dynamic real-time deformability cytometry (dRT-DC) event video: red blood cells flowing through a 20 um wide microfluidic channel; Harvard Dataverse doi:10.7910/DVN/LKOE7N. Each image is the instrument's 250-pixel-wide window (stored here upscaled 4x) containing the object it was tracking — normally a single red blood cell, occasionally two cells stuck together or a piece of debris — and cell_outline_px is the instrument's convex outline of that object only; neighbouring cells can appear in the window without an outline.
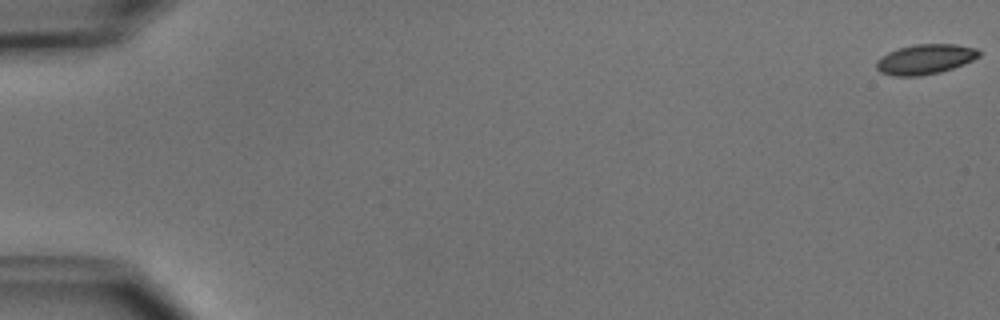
{"species": "common noctule bat (a hibernating species)", "species_latin": "Nyctalus noctula", "temperature_condition": "cold", "stored_images_in_passage": 5, "camera_frame_rate_fps": 3000, "um_per_image_px": 0.085, "animal": {"sex": "male", "body_mass_g": 15.6}, "frame": {"image": 1, "passage_image": 1, "time_ms": 0.0, "image_size_px": [1000, 320], "cell_outline_px": [[980, 56], [964, 64], [940, 72], [920, 76], [892, 76], [880, 72], [876, 68], [876, 60], [880, 56], [888, 52], [900, 48], [916, 44], [956, 44], [976, 48], [980, 52]], "centroid_in_image_um": [78.62, 5.04], "position_along_channel_um": 6.4, "area_um2": 17.98}}
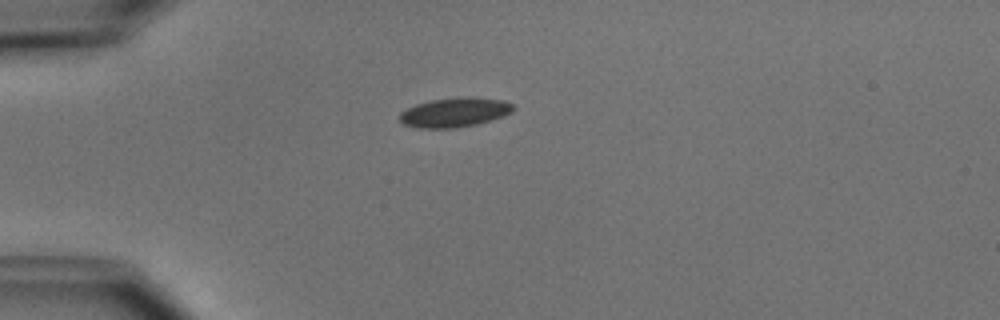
{"frame": {"image": 2, "passage_image": 3, "time_ms": 4.667, "image_size_px": [1000, 320], "cell_outline_px": [[512, 112], [504, 116], [476, 124], [456, 128], [416, 128], [404, 124], [400, 120], [400, 112], [416, 104], [428, 100], [460, 96], [472, 96], [504, 100], [512, 104]], "centroid_in_image_um": [38.64, 9.53], "position_along_channel_um": 46.4, "area_um2": 19.65}}